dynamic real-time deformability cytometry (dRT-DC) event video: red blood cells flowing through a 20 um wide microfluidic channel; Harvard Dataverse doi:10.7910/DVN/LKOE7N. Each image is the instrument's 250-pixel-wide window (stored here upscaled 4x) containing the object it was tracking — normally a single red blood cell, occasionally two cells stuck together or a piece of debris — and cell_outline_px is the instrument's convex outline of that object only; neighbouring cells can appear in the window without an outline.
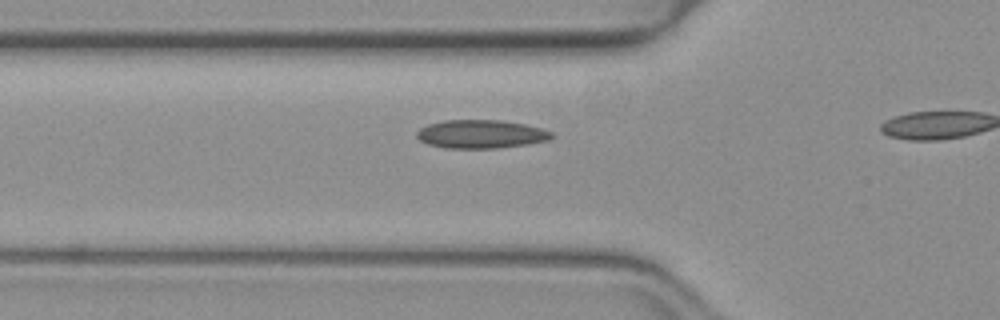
{"species": "common noctule bat (a hibernating species)", "species_latin": "Nyctalus noctula", "temperature_condition": "warm", "stored_images_in_passage": 15, "camera_frame_rate_fps": 3000, "um_per_image_px": 0.085, "animal": {"sex": "female", "body_mass_g": 19.3, "forearm_length_mm": 54.1}, "frame": {"image": 1, "passage_image": 13, "time_ms": 4.0, "image_size_px": [1000, 320], "cell_outline_px": [[556, 136], [548, 140], [528, 144], [496, 148], [444, 148], [428, 144], [420, 140], [416, 136], [416, 132], [420, 128], [428, 124], [444, 120], [504, 120], [524, 124], [540, 128], [552, 132]], "centroid_in_image_um": [40.88, 11.39], "position_along_channel_um": 84.9, "area_um2": 22.43}}